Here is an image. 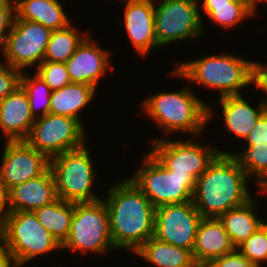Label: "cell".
<instances>
[{"label":"cell","mask_w":267,"mask_h":267,"mask_svg":"<svg viewBox=\"0 0 267 267\" xmlns=\"http://www.w3.org/2000/svg\"><path fill=\"white\" fill-rule=\"evenodd\" d=\"M97 89L83 83H71L52 91L50 113L78 120L83 126L82 115L85 108L97 95ZM81 111V112H80Z\"/></svg>","instance_id":"603a6c76"},{"label":"cell","mask_w":267,"mask_h":267,"mask_svg":"<svg viewBox=\"0 0 267 267\" xmlns=\"http://www.w3.org/2000/svg\"><path fill=\"white\" fill-rule=\"evenodd\" d=\"M86 128L74 118L48 113L35 118L25 141L50 159L88 143Z\"/></svg>","instance_id":"8fae6325"},{"label":"cell","mask_w":267,"mask_h":267,"mask_svg":"<svg viewBox=\"0 0 267 267\" xmlns=\"http://www.w3.org/2000/svg\"><path fill=\"white\" fill-rule=\"evenodd\" d=\"M257 200L254 197L247 203L231 208L218 219L222 222L233 245L237 248L248 239L262 224L265 219L258 215ZM256 203V204H255Z\"/></svg>","instance_id":"cb8c5ba5"},{"label":"cell","mask_w":267,"mask_h":267,"mask_svg":"<svg viewBox=\"0 0 267 267\" xmlns=\"http://www.w3.org/2000/svg\"><path fill=\"white\" fill-rule=\"evenodd\" d=\"M73 24L50 34L46 46L43 62L65 63L74 54L78 45L90 33L89 30L81 32V29Z\"/></svg>","instance_id":"83f0119b"},{"label":"cell","mask_w":267,"mask_h":267,"mask_svg":"<svg viewBox=\"0 0 267 267\" xmlns=\"http://www.w3.org/2000/svg\"><path fill=\"white\" fill-rule=\"evenodd\" d=\"M91 36L89 33L83 39L65 64L72 83L87 84L100 90L101 78L115 69L111 61L113 54L110 48H101L98 40Z\"/></svg>","instance_id":"9a60e30c"},{"label":"cell","mask_w":267,"mask_h":267,"mask_svg":"<svg viewBox=\"0 0 267 267\" xmlns=\"http://www.w3.org/2000/svg\"><path fill=\"white\" fill-rule=\"evenodd\" d=\"M32 72L30 75L27 71L22 72L20 85L28 96L31 114L34 118H38L50 113L52 90L43 79Z\"/></svg>","instance_id":"f1b7e54d"},{"label":"cell","mask_w":267,"mask_h":267,"mask_svg":"<svg viewBox=\"0 0 267 267\" xmlns=\"http://www.w3.org/2000/svg\"><path fill=\"white\" fill-rule=\"evenodd\" d=\"M33 212L42 226L62 245L69 235L74 215V203L58 197L55 201L35 209Z\"/></svg>","instance_id":"484cf974"},{"label":"cell","mask_w":267,"mask_h":267,"mask_svg":"<svg viewBox=\"0 0 267 267\" xmlns=\"http://www.w3.org/2000/svg\"><path fill=\"white\" fill-rule=\"evenodd\" d=\"M235 249L218 218H202L192 249V256L198 267H204L211 260L229 254Z\"/></svg>","instance_id":"ffe728a7"},{"label":"cell","mask_w":267,"mask_h":267,"mask_svg":"<svg viewBox=\"0 0 267 267\" xmlns=\"http://www.w3.org/2000/svg\"><path fill=\"white\" fill-rule=\"evenodd\" d=\"M62 250L85 255L93 252L99 257L116 250L110 230L109 212L103 198L93 202L74 203L69 235L62 244Z\"/></svg>","instance_id":"8992f818"},{"label":"cell","mask_w":267,"mask_h":267,"mask_svg":"<svg viewBox=\"0 0 267 267\" xmlns=\"http://www.w3.org/2000/svg\"><path fill=\"white\" fill-rule=\"evenodd\" d=\"M34 72L46 82L52 91L72 83L65 63L42 62Z\"/></svg>","instance_id":"4dcf8cb0"},{"label":"cell","mask_w":267,"mask_h":267,"mask_svg":"<svg viewBox=\"0 0 267 267\" xmlns=\"http://www.w3.org/2000/svg\"><path fill=\"white\" fill-rule=\"evenodd\" d=\"M153 267H198L192 252L151 237L135 253Z\"/></svg>","instance_id":"d4e9b609"},{"label":"cell","mask_w":267,"mask_h":267,"mask_svg":"<svg viewBox=\"0 0 267 267\" xmlns=\"http://www.w3.org/2000/svg\"><path fill=\"white\" fill-rule=\"evenodd\" d=\"M243 95L225 96L217 99L220 109L216 111L213 110L215 107L211 105V102L208 104V123L215 118L214 114L220 110L221 113L219 112L217 116L221 115L219 117L223 120L222 128L225 127V132L233 134L232 136L235 137L234 139L237 138V141H244L257 124L258 119L267 111V101L264 96L256 104V107Z\"/></svg>","instance_id":"2e32d148"},{"label":"cell","mask_w":267,"mask_h":267,"mask_svg":"<svg viewBox=\"0 0 267 267\" xmlns=\"http://www.w3.org/2000/svg\"><path fill=\"white\" fill-rule=\"evenodd\" d=\"M11 213L9 204V189L0 180V227Z\"/></svg>","instance_id":"d590c367"},{"label":"cell","mask_w":267,"mask_h":267,"mask_svg":"<svg viewBox=\"0 0 267 267\" xmlns=\"http://www.w3.org/2000/svg\"><path fill=\"white\" fill-rule=\"evenodd\" d=\"M107 189L102 198L109 212L114 246L133 255L154 236L156 208L130 178Z\"/></svg>","instance_id":"6da1fadb"},{"label":"cell","mask_w":267,"mask_h":267,"mask_svg":"<svg viewBox=\"0 0 267 267\" xmlns=\"http://www.w3.org/2000/svg\"><path fill=\"white\" fill-rule=\"evenodd\" d=\"M226 53L206 54L183 62L181 60L173 70H169L170 76L206 90L212 89L214 93L219 90V98L241 95L243 88L245 93V88L254 85V61Z\"/></svg>","instance_id":"3957f363"},{"label":"cell","mask_w":267,"mask_h":267,"mask_svg":"<svg viewBox=\"0 0 267 267\" xmlns=\"http://www.w3.org/2000/svg\"><path fill=\"white\" fill-rule=\"evenodd\" d=\"M203 18L198 0H154L157 45L161 49L185 39L205 37Z\"/></svg>","instance_id":"30bf717a"},{"label":"cell","mask_w":267,"mask_h":267,"mask_svg":"<svg viewBox=\"0 0 267 267\" xmlns=\"http://www.w3.org/2000/svg\"><path fill=\"white\" fill-rule=\"evenodd\" d=\"M15 16V0H0V54L5 49Z\"/></svg>","instance_id":"d6a6232c"},{"label":"cell","mask_w":267,"mask_h":267,"mask_svg":"<svg viewBox=\"0 0 267 267\" xmlns=\"http://www.w3.org/2000/svg\"><path fill=\"white\" fill-rule=\"evenodd\" d=\"M58 198L50 168L42 175L9 189L10 211H34Z\"/></svg>","instance_id":"44dd1931"},{"label":"cell","mask_w":267,"mask_h":267,"mask_svg":"<svg viewBox=\"0 0 267 267\" xmlns=\"http://www.w3.org/2000/svg\"><path fill=\"white\" fill-rule=\"evenodd\" d=\"M202 218L193 201L158 207L155 209L153 237L192 252Z\"/></svg>","instance_id":"4fadbf2b"},{"label":"cell","mask_w":267,"mask_h":267,"mask_svg":"<svg viewBox=\"0 0 267 267\" xmlns=\"http://www.w3.org/2000/svg\"><path fill=\"white\" fill-rule=\"evenodd\" d=\"M254 86L255 90L262 91L267 101V64L265 62L255 61L254 59Z\"/></svg>","instance_id":"e575fe53"},{"label":"cell","mask_w":267,"mask_h":267,"mask_svg":"<svg viewBox=\"0 0 267 267\" xmlns=\"http://www.w3.org/2000/svg\"><path fill=\"white\" fill-rule=\"evenodd\" d=\"M124 2V3H123ZM125 9L121 11L123 28L137 57H145L157 45L154 23V0H124ZM154 50V51H153Z\"/></svg>","instance_id":"e0dca14e"},{"label":"cell","mask_w":267,"mask_h":267,"mask_svg":"<svg viewBox=\"0 0 267 267\" xmlns=\"http://www.w3.org/2000/svg\"><path fill=\"white\" fill-rule=\"evenodd\" d=\"M130 179L155 208L192 201L196 179L192 174L174 173L164 167L149 150Z\"/></svg>","instance_id":"52a82bcc"},{"label":"cell","mask_w":267,"mask_h":267,"mask_svg":"<svg viewBox=\"0 0 267 267\" xmlns=\"http://www.w3.org/2000/svg\"><path fill=\"white\" fill-rule=\"evenodd\" d=\"M233 0H198V5H221L229 4Z\"/></svg>","instance_id":"74e56055"},{"label":"cell","mask_w":267,"mask_h":267,"mask_svg":"<svg viewBox=\"0 0 267 267\" xmlns=\"http://www.w3.org/2000/svg\"><path fill=\"white\" fill-rule=\"evenodd\" d=\"M237 249L256 267H265L264 264L267 263V220Z\"/></svg>","instance_id":"f546056e"},{"label":"cell","mask_w":267,"mask_h":267,"mask_svg":"<svg viewBox=\"0 0 267 267\" xmlns=\"http://www.w3.org/2000/svg\"><path fill=\"white\" fill-rule=\"evenodd\" d=\"M0 180L8 189L42 175L50 159L26 141H4Z\"/></svg>","instance_id":"5bb4252c"},{"label":"cell","mask_w":267,"mask_h":267,"mask_svg":"<svg viewBox=\"0 0 267 267\" xmlns=\"http://www.w3.org/2000/svg\"><path fill=\"white\" fill-rule=\"evenodd\" d=\"M184 87V88H183ZM181 90H163L146 96L141 100L142 114L157 125L166 138L169 135L188 134L201 137L208 124V102L198 97L190 86ZM150 118V119H149ZM166 134V135H165Z\"/></svg>","instance_id":"277c9868"},{"label":"cell","mask_w":267,"mask_h":267,"mask_svg":"<svg viewBox=\"0 0 267 267\" xmlns=\"http://www.w3.org/2000/svg\"><path fill=\"white\" fill-rule=\"evenodd\" d=\"M22 71L9 66L0 58V101L20 86Z\"/></svg>","instance_id":"1f68e13d"},{"label":"cell","mask_w":267,"mask_h":267,"mask_svg":"<svg viewBox=\"0 0 267 267\" xmlns=\"http://www.w3.org/2000/svg\"><path fill=\"white\" fill-rule=\"evenodd\" d=\"M251 2H252V12H253V15H254V18L256 17V16H258V14H259V4H264V5H266L267 4V0H251ZM267 6V5H266ZM258 12V13H257Z\"/></svg>","instance_id":"f35d334b"},{"label":"cell","mask_w":267,"mask_h":267,"mask_svg":"<svg viewBox=\"0 0 267 267\" xmlns=\"http://www.w3.org/2000/svg\"><path fill=\"white\" fill-rule=\"evenodd\" d=\"M64 7L60 0H15L18 19L39 23L51 31L72 23Z\"/></svg>","instance_id":"7402d4cb"},{"label":"cell","mask_w":267,"mask_h":267,"mask_svg":"<svg viewBox=\"0 0 267 267\" xmlns=\"http://www.w3.org/2000/svg\"><path fill=\"white\" fill-rule=\"evenodd\" d=\"M186 137L182 139L150 137L149 152L171 172L192 174L197 179L219 153H226L227 150H220V147L209 145V142L206 145L197 142V138L201 137L188 135Z\"/></svg>","instance_id":"9c48e42d"},{"label":"cell","mask_w":267,"mask_h":267,"mask_svg":"<svg viewBox=\"0 0 267 267\" xmlns=\"http://www.w3.org/2000/svg\"><path fill=\"white\" fill-rule=\"evenodd\" d=\"M241 152L226 151L260 190L267 188V111L244 140ZM256 180H255V179Z\"/></svg>","instance_id":"ac0fdd59"},{"label":"cell","mask_w":267,"mask_h":267,"mask_svg":"<svg viewBox=\"0 0 267 267\" xmlns=\"http://www.w3.org/2000/svg\"><path fill=\"white\" fill-rule=\"evenodd\" d=\"M199 7L200 15H205L204 17L210 20L213 26L217 25L223 31L232 30L246 19L254 17L251 0H233L229 4L199 5Z\"/></svg>","instance_id":"4316f807"},{"label":"cell","mask_w":267,"mask_h":267,"mask_svg":"<svg viewBox=\"0 0 267 267\" xmlns=\"http://www.w3.org/2000/svg\"><path fill=\"white\" fill-rule=\"evenodd\" d=\"M35 118L21 85L0 101V131L6 141H25Z\"/></svg>","instance_id":"d6986e66"},{"label":"cell","mask_w":267,"mask_h":267,"mask_svg":"<svg viewBox=\"0 0 267 267\" xmlns=\"http://www.w3.org/2000/svg\"><path fill=\"white\" fill-rule=\"evenodd\" d=\"M204 267H256L237 248L229 254L211 260Z\"/></svg>","instance_id":"836d02e7"},{"label":"cell","mask_w":267,"mask_h":267,"mask_svg":"<svg viewBox=\"0 0 267 267\" xmlns=\"http://www.w3.org/2000/svg\"><path fill=\"white\" fill-rule=\"evenodd\" d=\"M51 32L39 23L18 19L15 16L5 49L1 54L4 58L2 61L22 72L28 68L34 71L43 62Z\"/></svg>","instance_id":"7c38bea8"},{"label":"cell","mask_w":267,"mask_h":267,"mask_svg":"<svg viewBox=\"0 0 267 267\" xmlns=\"http://www.w3.org/2000/svg\"><path fill=\"white\" fill-rule=\"evenodd\" d=\"M17 267L39 256L62 250V245L42 226L33 211L11 212L0 227Z\"/></svg>","instance_id":"ba28073f"},{"label":"cell","mask_w":267,"mask_h":267,"mask_svg":"<svg viewBox=\"0 0 267 267\" xmlns=\"http://www.w3.org/2000/svg\"><path fill=\"white\" fill-rule=\"evenodd\" d=\"M87 144L50 158L57 195L71 203L93 202L102 197L94 191L96 175L92 152Z\"/></svg>","instance_id":"5b68a950"},{"label":"cell","mask_w":267,"mask_h":267,"mask_svg":"<svg viewBox=\"0 0 267 267\" xmlns=\"http://www.w3.org/2000/svg\"><path fill=\"white\" fill-rule=\"evenodd\" d=\"M250 180L229 153H219L196 179L193 204L203 218H219L255 197Z\"/></svg>","instance_id":"7a4b0ae2"},{"label":"cell","mask_w":267,"mask_h":267,"mask_svg":"<svg viewBox=\"0 0 267 267\" xmlns=\"http://www.w3.org/2000/svg\"><path fill=\"white\" fill-rule=\"evenodd\" d=\"M258 193H262L263 196H264V194L267 195V188L265 190H259Z\"/></svg>","instance_id":"ab89813d"},{"label":"cell","mask_w":267,"mask_h":267,"mask_svg":"<svg viewBox=\"0 0 267 267\" xmlns=\"http://www.w3.org/2000/svg\"><path fill=\"white\" fill-rule=\"evenodd\" d=\"M0 267H17L4 236L0 232Z\"/></svg>","instance_id":"8d00e7d4"}]
</instances>
